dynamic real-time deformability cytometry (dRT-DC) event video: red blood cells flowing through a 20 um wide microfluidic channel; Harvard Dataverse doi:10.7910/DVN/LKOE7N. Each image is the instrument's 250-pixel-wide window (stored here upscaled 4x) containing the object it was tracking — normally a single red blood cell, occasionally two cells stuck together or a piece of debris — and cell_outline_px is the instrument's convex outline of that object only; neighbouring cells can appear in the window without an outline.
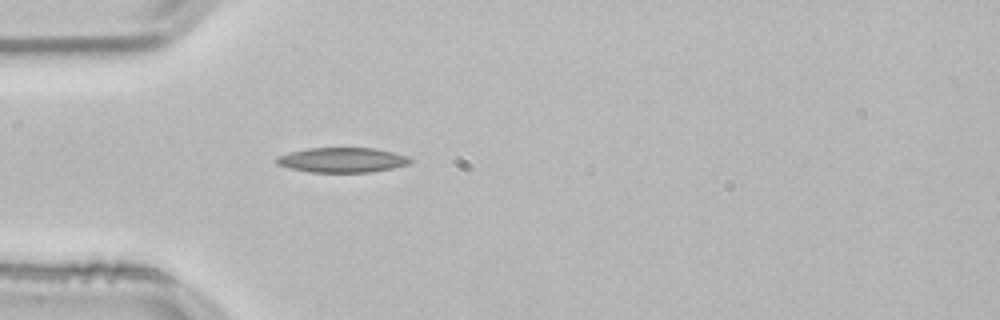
{"species": "common noctule bat (a hibernating species)", "species_latin": "Nyctalus noctula", "temperature_condition": "room temperature", "stored_images_in_passage": 38, "camera_frame_rate_fps": 3000, "um_per_image_px": 0.085, "animal": {"sex": "male", "body_mass_g": 21.5, "forearm_length_mm": 52.0}, "frame": {"image": 1, "passage_image": 1, "time_ms": 0.0, "image_size_px": [1000, 320], "cell_outline_px": [[416, 160], [408, 164], [392, 168], [372, 172], [308, 172], [288, 168], [276, 164], [276, 156], [288, 152], [308, 148], [372, 148], [392, 152], [408, 156]], "centroid_in_image_um": [29.07, 13.6], "position_along_channel_um": 55.9, "area_um2": 19.54}}
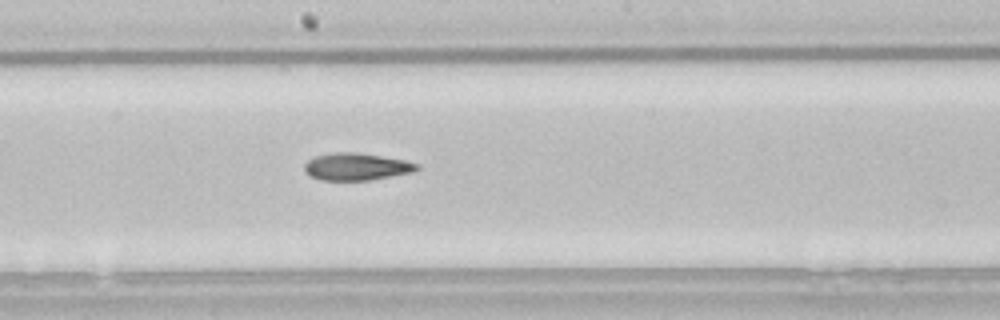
{"frame": {"image": 2, "passage_image": 14, "time_ms": 4.333, "image_size_px": [1000, 320], "cell_outline_px": [[420, 168], [412, 172], [368, 180], [320, 180], [304, 172], [304, 164], [308, 160], [316, 156], [332, 152], [352, 152], [380, 156], [404, 160], [420, 164]], "centroid_in_image_um": [30.27, 14.16], "position_along_channel_um": 217.9, "area_um2": 17.69}}
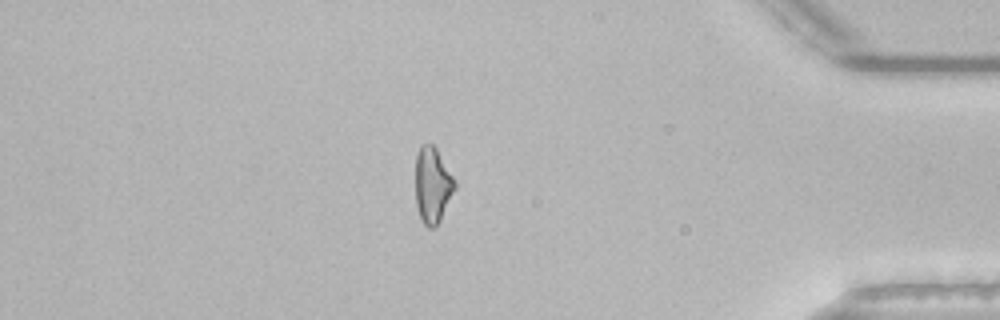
{"frame": {"image": 3, "passage_image": 31, "time_ms": 10.0, "image_size_px": [1000, 320], "cell_outline_px": [[456, 188], [440, 220], [432, 228], [428, 228], [424, 224], [420, 216], [416, 204], [416, 156], [420, 144], [432, 144], [436, 148], [452, 176], [456, 184]], "centroid_in_image_um": [36.75, 15.73], "position_along_channel_um": 398.4, "area_um2": 17.11}, "authors_computed_cell_mechanics": {"area_um2": 17.8891, "velocity_mm_per_s": 3.8527, "shape_relaxation_time_tau1_ms": 7.4044, "shape_relaxation_time_tau2_ms": 9.9741, "deformation_change_tau1": 0.1834, "deformation_change_tau2": 0.2197}}